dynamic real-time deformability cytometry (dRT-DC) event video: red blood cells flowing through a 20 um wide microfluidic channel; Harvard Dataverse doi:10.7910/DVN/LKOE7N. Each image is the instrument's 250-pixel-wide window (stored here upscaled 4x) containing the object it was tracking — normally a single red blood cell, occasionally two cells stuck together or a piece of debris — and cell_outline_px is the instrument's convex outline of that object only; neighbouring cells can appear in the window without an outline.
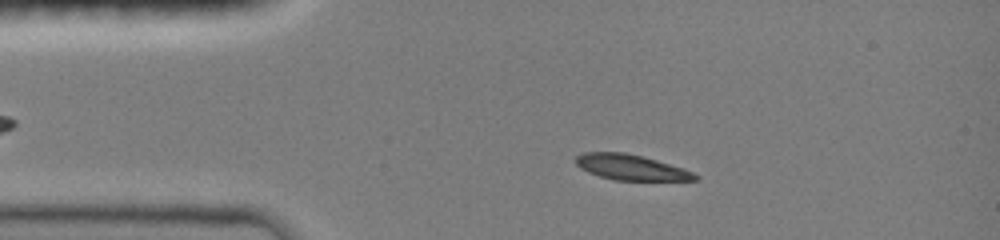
{"species": "common noctule bat (a hibernating species)", "species_latin": "Nyctalus noctula", "temperature_condition": "room temperature", "stored_images_in_passage": 43, "camera_frame_rate_fps": 3000, "um_per_image_px": 0.085, "animal": {"sex": "female", "body_mass_g": 19.0, "forearm_length_mm": 51.5}, "frame": {"image": 1, "passage_image": 8, "time_ms": 2.333, "image_size_px": [1000, 240], "cell_outline_px": [[700, 180], [616, 180], [600, 176], [588, 172], [580, 168], [576, 164], [576, 156], [584, 152], [624, 152], [644, 156], [684, 168], [700, 176]], "centroid_in_image_um": [53.66, 14.21], "position_along_channel_um": 31.3, "area_um2": 17.74}}
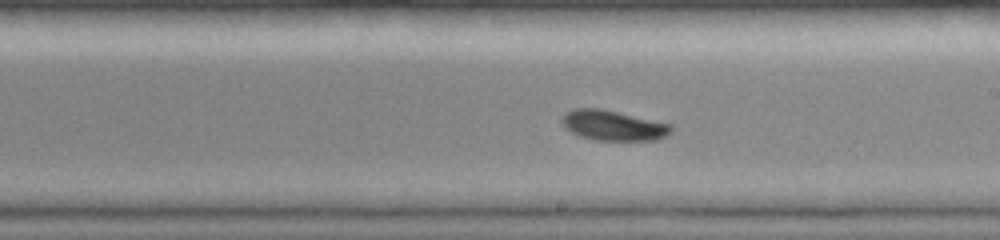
{"frame": {"image": 2, "passage_image": 26, "time_ms": 8.333, "image_size_px": [1000, 240], "cell_outline_px": [[672, 132], [668, 136], [656, 140], [596, 140], [580, 136], [564, 128], [560, 120], [572, 108], [600, 108], [672, 124]], "centroid_in_image_um": [52.14, 10.66], "position_along_channel_um": 236.9, "area_um2": 19.25}}
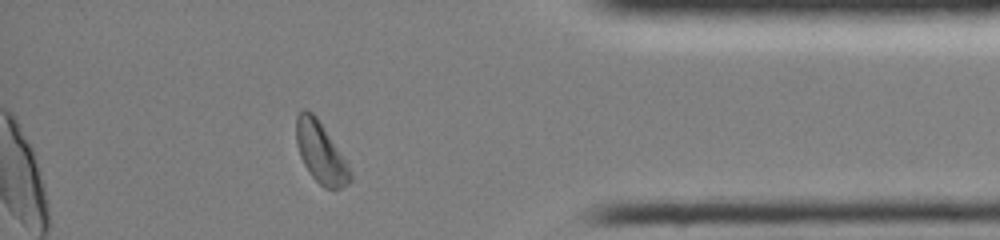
{"frame": {"image": 3, "passage_image": 40, "time_ms": 13.0, "image_size_px": [1000, 240], "cell_outline_px": [[352, 180], [348, 184], [340, 188], [324, 188], [308, 172], [300, 156], [296, 144], [296, 116], [300, 108], [304, 108], [312, 112], [316, 116], [348, 164], [352, 172]], "centroid_in_image_um": [27.24, 12.95], "position_along_channel_um": 408.0, "area_um2": 19.13}, "authors_computed_cell_mechanics": {"area_um2": 19.1318, "velocity_mm_per_s": 4.0256, "shape_relaxation_time_tau1_ms": 2.0217, "shape_relaxation_time_tau2_ms": null, "deformation_change_tau1": 0.1134, "deformation_change_tau2": null}}